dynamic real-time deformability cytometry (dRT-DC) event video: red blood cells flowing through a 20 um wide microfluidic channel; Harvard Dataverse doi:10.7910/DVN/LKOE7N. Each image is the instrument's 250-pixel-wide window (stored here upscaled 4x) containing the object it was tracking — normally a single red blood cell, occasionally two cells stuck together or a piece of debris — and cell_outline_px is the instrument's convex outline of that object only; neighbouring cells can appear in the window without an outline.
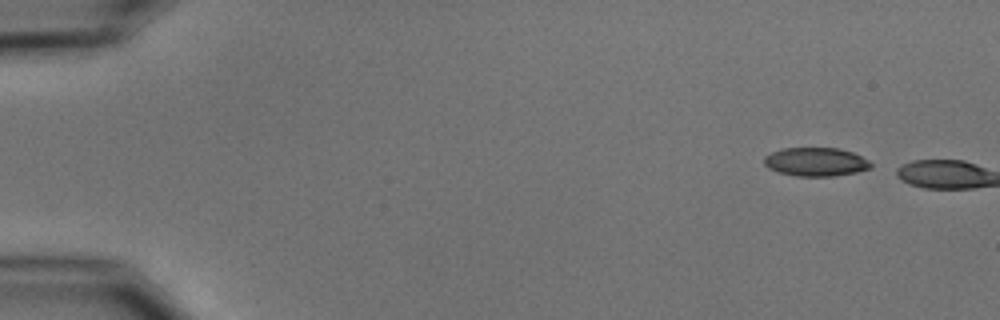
{"species": "common noctule bat (a hibernating species)", "species_latin": "Nyctalus noctula", "temperature_condition": "cold", "stored_images_in_passage": 2, "camera_frame_rate_fps": 3000, "um_per_image_px": 0.085, "animal": {"sex": "male", "body_mass_g": 15.6}, "frame": {"image": 1, "passage_image": 1, "time_ms": 0.0, "image_size_px": [1000, 320], "cell_outline_px": [[872, 168], [856, 172], [832, 176], [796, 176], [780, 172], [768, 168], [764, 164], [764, 156], [780, 148], [840, 148], [852, 152], [868, 160], [872, 164]], "centroid_in_image_um": [69.33, 13.75], "position_along_channel_um": 15.7, "area_um2": 17.8}}